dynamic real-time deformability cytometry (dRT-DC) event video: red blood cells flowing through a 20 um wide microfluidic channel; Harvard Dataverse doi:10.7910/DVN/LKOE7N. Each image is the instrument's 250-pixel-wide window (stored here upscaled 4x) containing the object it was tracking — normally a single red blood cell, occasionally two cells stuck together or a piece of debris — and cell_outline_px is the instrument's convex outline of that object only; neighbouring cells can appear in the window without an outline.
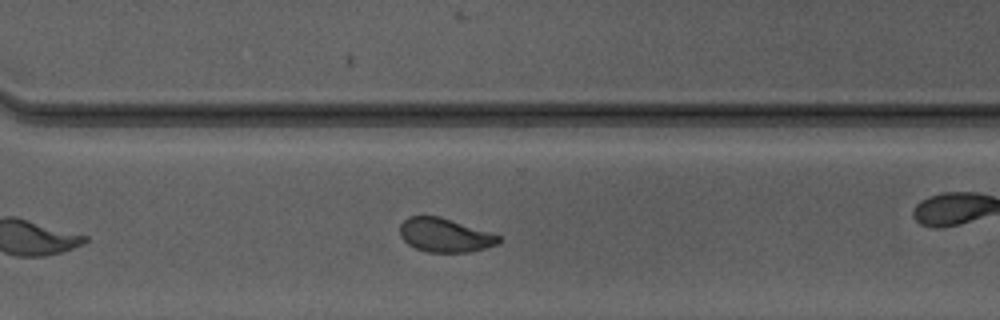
{"species": "Egyptian fruit bat (a non-hibernating species)", "species_latin": "Rousettus aegyptiacus", "temperature_condition": "warm", "stored_images_in_passage": 32, "camera_frame_rate_fps": 3000, "um_per_image_px": 0.085, "animal": {"sex": "male"}, "frame": {"image": 1, "passage_image": 23, "time_ms": 7.333, "image_size_px": [1000, 320], "cell_outline_px": [[500, 240], [496, 244], [472, 252], [428, 252], [416, 248], [408, 244], [400, 236], [400, 224], [408, 216], [440, 216], [492, 232], [500, 236]], "centroid_in_image_um": [37.81, 19.98], "position_along_channel_um": 332.8, "area_um2": 19.54}, "authors_computed_cell_mechanics": {"area_um2": 20.1433, "velocity_mm_per_s": 4.1776, "shape_relaxation_time_tau1_ms": 3.549, "shape_relaxation_time_tau2_ms": 1.422, "deformation_change_tau1": 0.1352, "deformation_change_tau2": 0.0657}}